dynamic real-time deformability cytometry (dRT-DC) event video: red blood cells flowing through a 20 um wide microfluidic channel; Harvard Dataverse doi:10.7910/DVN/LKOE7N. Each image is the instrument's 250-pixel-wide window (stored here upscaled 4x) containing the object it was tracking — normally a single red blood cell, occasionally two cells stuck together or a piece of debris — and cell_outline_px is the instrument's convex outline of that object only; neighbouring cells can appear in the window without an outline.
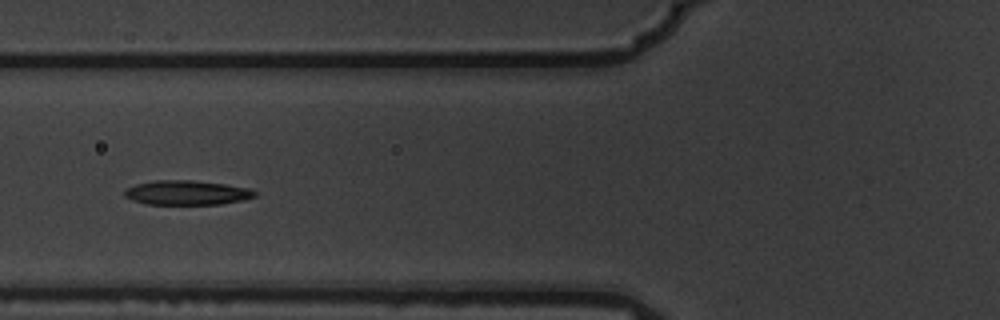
{"species": "common noctule bat (a hibernating species)", "species_latin": "Nyctalus noctula", "temperature_condition": "warm", "stored_images_in_passage": 8, "camera_frame_rate_fps": 3000, "um_per_image_px": 0.085, "animal": {"sex": "male", "body_mass_g": 19.5, "forearm_length_mm": 54.6}, "frame": {"image": 1, "passage_image": 6, "time_ms": 1.667, "image_size_px": [1000, 320], "cell_outline_px": [[256, 196], [244, 200], [220, 204], [144, 204], [132, 200], [124, 196], [124, 188], [136, 184], [152, 180], [192, 180], [224, 184], [248, 188], [256, 192]], "centroid_in_image_um": [15.83, 16.37], "position_along_channel_um": 110.0, "area_um2": 18.67}}
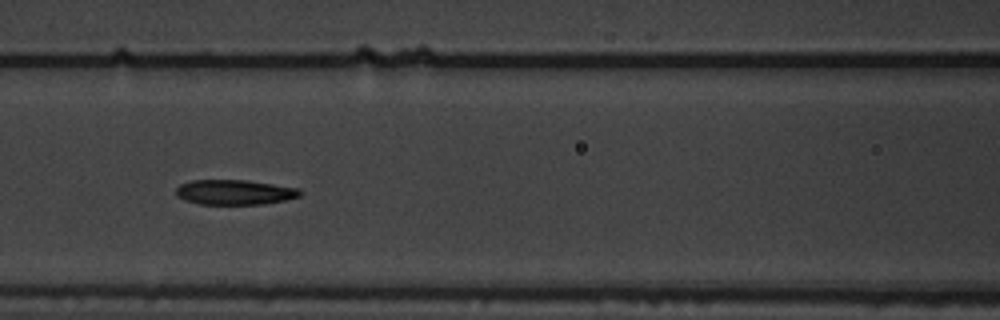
{"frame": {"image": 2, "passage_image": 7, "time_ms": 2.0, "image_size_px": [1000, 320], "cell_outline_px": [[304, 192], [300, 196], [284, 200], [264, 204], [200, 204], [184, 200], [176, 196], [176, 188], [180, 184], [192, 180], [244, 180], [272, 184], [296, 188]], "centroid_in_image_um": [19.91, 16.34], "position_along_channel_um": 146.7, "area_um2": 17.98}}
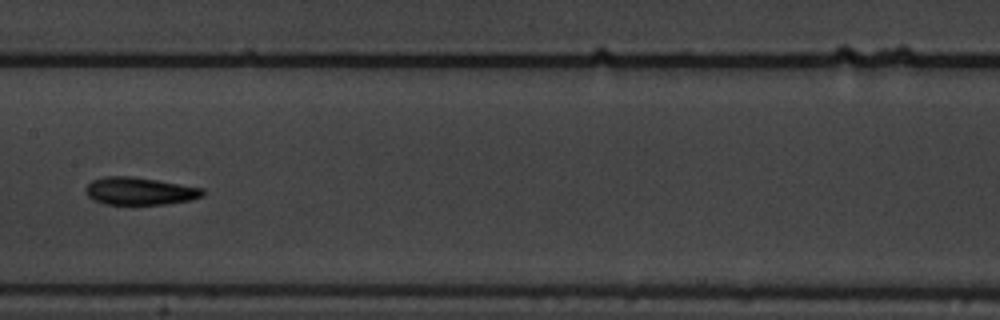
{"frame": {"image": 3, "passage_image": 8, "time_ms": 2.333, "image_size_px": [1000, 320], "cell_outline_px": [[204, 196], [188, 200], [164, 204], [104, 204], [92, 200], [84, 192], [84, 188], [92, 180], [104, 176], [128, 176], [156, 180], [204, 188]], "centroid_in_image_um": [11.82, 16.24], "position_along_channel_um": 195.6, "area_um2": 18.79}}